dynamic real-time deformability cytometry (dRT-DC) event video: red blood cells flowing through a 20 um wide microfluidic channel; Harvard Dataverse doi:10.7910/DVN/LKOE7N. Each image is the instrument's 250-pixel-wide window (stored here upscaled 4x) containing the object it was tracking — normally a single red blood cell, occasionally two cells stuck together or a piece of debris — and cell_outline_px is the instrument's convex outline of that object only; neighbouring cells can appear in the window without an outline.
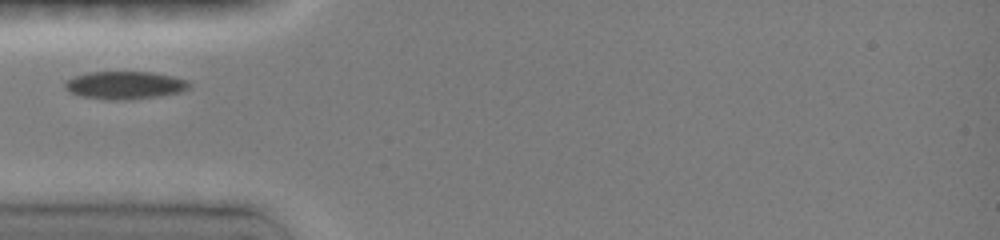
{"species": "common noctule bat (a hibernating species)", "species_latin": "Nyctalus noctula", "temperature_condition": "room temperature", "stored_images_in_passage": 52, "camera_frame_rate_fps": 3000, "um_per_image_px": 0.085, "animal": {"sex": "female", "body_mass_g": 19.0, "forearm_length_mm": 51.5}, "frame": {"image": 1, "passage_image": 1, "time_ms": 0.0, "image_size_px": [1000, 240], "cell_outline_px": [[188, 88], [176, 92], [160, 96], [116, 100], [84, 96], [72, 92], [64, 84], [68, 80], [76, 76], [88, 72], [152, 72], [172, 76], [184, 80], [188, 84]], "centroid_in_image_um": [10.61, 7.22], "position_along_channel_um": 74.4, "area_um2": 19.31}}
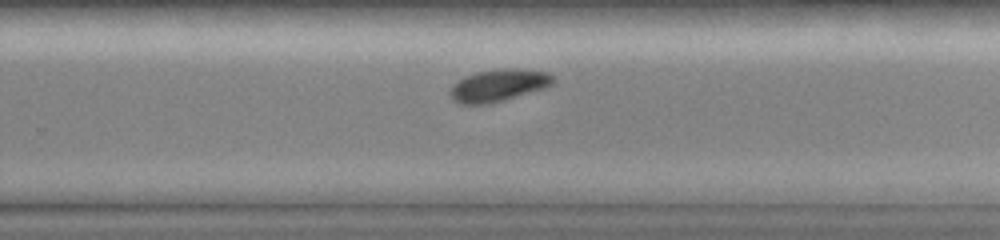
{"frame": {"image": 2, "passage_image": 30, "time_ms": 5.333, "image_size_px": [1000, 240], "cell_outline_px": [[556, 80], [552, 84], [544, 88], [504, 100], [484, 104], [460, 104], [452, 100], [448, 92], [464, 76], [476, 72], [508, 68], [516, 68], [548, 72]], "centroid_in_image_um": [42.38, 7.25], "position_along_channel_um": 287.4, "area_um2": 19.13}}
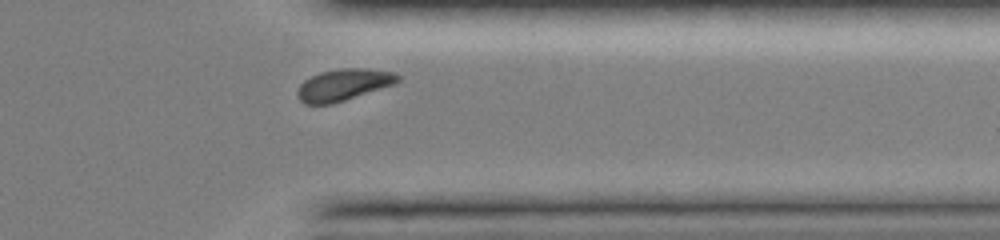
{"frame": {"image": 3, "passage_image": 44, "time_ms": 7.667, "image_size_px": [1000, 240], "cell_outline_px": [[400, 80], [396, 84], [332, 104], [304, 104], [300, 100], [296, 92], [300, 84], [304, 80], [320, 72], [340, 68], [368, 68], [396, 72], [400, 76]], "centroid_in_image_um": [29.23, 7.2], "position_along_channel_um": 382.2, "area_um2": 18.73}}